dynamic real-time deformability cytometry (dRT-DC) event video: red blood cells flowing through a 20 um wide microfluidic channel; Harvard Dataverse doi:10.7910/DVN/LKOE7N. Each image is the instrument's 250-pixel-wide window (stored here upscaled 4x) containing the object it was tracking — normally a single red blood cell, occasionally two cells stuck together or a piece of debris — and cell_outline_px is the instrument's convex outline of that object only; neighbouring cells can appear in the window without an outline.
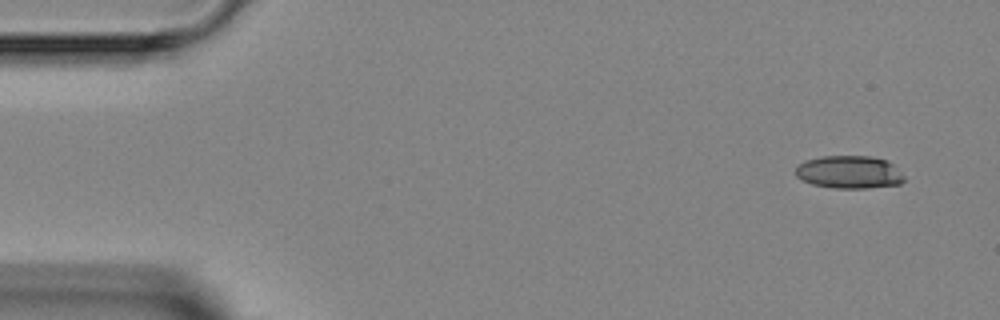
{"species": "Egyptian fruit bat (a non-hibernating species)", "species_latin": "Rousettus aegyptiacus", "temperature_condition": "room temperature", "stored_images_in_passage": 4, "camera_frame_rate_fps": 3000, "um_per_image_px": 0.085, "animal": {"sex": "female"}, "frame": {"image": 1, "passage_image": 1, "time_ms": 0.0, "image_size_px": [1000, 320], "cell_outline_px": [[904, 180], [900, 184], [868, 188], [832, 188], [812, 184], [800, 180], [796, 176], [796, 164], [804, 160], [820, 156], [872, 156], [888, 160], [904, 176]], "centroid_in_image_um": [72.14, 14.62], "position_along_channel_um": 12.9, "area_um2": 21.04}}
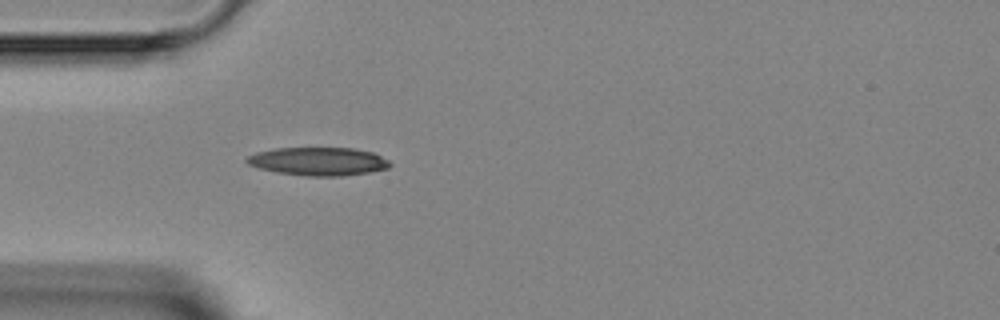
{"frame": {"image": 2, "passage_image": 4, "time_ms": 3.667, "image_size_px": [1000, 320], "cell_outline_px": [[392, 164], [388, 168], [368, 172], [344, 176], [308, 176], [276, 172], [256, 168], [248, 164], [244, 160], [248, 156], [256, 152], [276, 148], [352, 148], [372, 152], [388, 160]], "centroid_in_image_um": [27.02, 13.72], "position_along_channel_um": 58.0, "area_um2": 23.58}}